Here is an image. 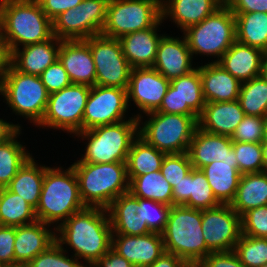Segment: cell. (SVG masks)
Instances as JSON below:
<instances>
[{
    "mask_svg": "<svg viewBox=\"0 0 267 267\" xmlns=\"http://www.w3.org/2000/svg\"><path fill=\"white\" fill-rule=\"evenodd\" d=\"M56 242L73 249L74 257L84 259L88 267L111 249L112 227L107 209L85 207L56 227ZM58 233V235H57Z\"/></svg>",
    "mask_w": 267,
    "mask_h": 267,
    "instance_id": "obj_1",
    "label": "cell"
},
{
    "mask_svg": "<svg viewBox=\"0 0 267 267\" xmlns=\"http://www.w3.org/2000/svg\"><path fill=\"white\" fill-rule=\"evenodd\" d=\"M0 33L10 51L53 36L52 21L37 0H1Z\"/></svg>",
    "mask_w": 267,
    "mask_h": 267,
    "instance_id": "obj_2",
    "label": "cell"
},
{
    "mask_svg": "<svg viewBox=\"0 0 267 267\" xmlns=\"http://www.w3.org/2000/svg\"><path fill=\"white\" fill-rule=\"evenodd\" d=\"M84 208L73 167L70 165L62 171V167L45 166L40 199L35 209L36 219L48 225L56 222L60 225Z\"/></svg>",
    "mask_w": 267,
    "mask_h": 267,
    "instance_id": "obj_3",
    "label": "cell"
},
{
    "mask_svg": "<svg viewBox=\"0 0 267 267\" xmlns=\"http://www.w3.org/2000/svg\"><path fill=\"white\" fill-rule=\"evenodd\" d=\"M161 234L165 251L183 259L189 266H197L211 253L202 233V210L171 206Z\"/></svg>",
    "mask_w": 267,
    "mask_h": 267,
    "instance_id": "obj_4",
    "label": "cell"
},
{
    "mask_svg": "<svg viewBox=\"0 0 267 267\" xmlns=\"http://www.w3.org/2000/svg\"><path fill=\"white\" fill-rule=\"evenodd\" d=\"M71 166L85 207L107 209L121 194L129 192L126 163H74Z\"/></svg>",
    "mask_w": 267,
    "mask_h": 267,
    "instance_id": "obj_5",
    "label": "cell"
},
{
    "mask_svg": "<svg viewBox=\"0 0 267 267\" xmlns=\"http://www.w3.org/2000/svg\"><path fill=\"white\" fill-rule=\"evenodd\" d=\"M126 121L103 125L76 134L88 140L83 157L74 163H126L133 141L138 137L141 114Z\"/></svg>",
    "mask_w": 267,
    "mask_h": 267,
    "instance_id": "obj_6",
    "label": "cell"
},
{
    "mask_svg": "<svg viewBox=\"0 0 267 267\" xmlns=\"http://www.w3.org/2000/svg\"><path fill=\"white\" fill-rule=\"evenodd\" d=\"M150 118L139 122L138 136L165 154L186 153L198 127V116L153 111Z\"/></svg>",
    "mask_w": 267,
    "mask_h": 267,
    "instance_id": "obj_7",
    "label": "cell"
},
{
    "mask_svg": "<svg viewBox=\"0 0 267 267\" xmlns=\"http://www.w3.org/2000/svg\"><path fill=\"white\" fill-rule=\"evenodd\" d=\"M192 57L194 54L215 56L218 62L236 41V21L230 8L224 3L200 23L182 31Z\"/></svg>",
    "mask_w": 267,
    "mask_h": 267,
    "instance_id": "obj_8",
    "label": "cell"
},
{
    "mask_svg": "<svg viewBox=\"0 0 267 267\" xmlns=\"http://www.w3.org/2000/svg\"><path fill=\"white\" fill-rule=\"evenodd\" d=\"M0 94L13 113L29 118L34 125L41 122L49 93L39 76L19 72L10 66L0 83Z\"/></svg>",
    "mask_w": 267,
    "mask_h": 267,
    "instance_id": "obj_9",
    "label": "cell"
},
{
    "mask_svg": "<svg viewBox=\"0 0 267 267\" xmlns=\"http://www.w3.org/2000/svg\"><path fill=\"white\" fill-rule=\"evenodd\" d=\"M162 0H109L102 35L119 39L153 27L161 18Z\"/></svg>",
    "mask_w": 267,
    "mask_h": 267,
    "instance_id": "obj_10",
    "label": "cell"
},
{
    "mask_svg": "<svg viewBox=\"0 0 267 267\" xmlns=\"http://www.w3.org/2000/svg\"><path fill=\"white\" fill-rule=\"evenodd\" d=\"M90 89L91 86L85 84H71L49 94L44 116L37 127L61 129L74 135L81 132Z\"/></svg>",
    "mask_w": 267,
    "mask_h": 267,
    "instance_id": "obj_11",
    "label": "cell"
},
{
    "mask_svg": "<svg viewBox=\"0 0 267 267\" xmlns=\"http://www.w3.org/2000/svg\"><path fill=\"white\" fill-rule=\"evenodd\" d=\"M109 0H83L52 20V33L61 40H85L101 34Z\"/></svg>",
    "mask_w": 267,
    "mask_h": 267,
    "instance_id": "obj_12",
    "label": "cell"
},
{
    "mask_svg": "<svg viewBox=\"0 0 267 267\" xmlns=\"http://www.w3.org/2000/svg\"><path fill=\"white\" fill-rule=\"evenodd\" d=\"M84 41L89 45L95 63V85L127 89L132 68L119 39L97 34Z\"/></svg>",
    "mask_w": 267,
    "mask_h": 267,
    "instance_id": "obj_13",
    "label": "cell"
},
{
    "mask_svg": "<svg viewBox=\"0 0 267 267\" xmlns=\"http://www.w3.org/2000/svg\"><path fill=\"white\" fill-rule=\"evenodd\" d=\"M128 108L127 89L94 85L84 109L82 131L124 121Z\"/></svg>",
    "mask_w": 267,
    "mask_h": 267,
    "instance_id": "obj_14",
    "label": "cell"
},
{
    "mask_svg": "<svg viewBox=\"0 0 267 267\" xmlns=\"http://www.w3.org/2000/svg\"><path fill=\"white\" fill-rule=\"evenodd\" d=\"M202 233L211 252L232 251L242 235L241 216L230 204L204 209Z\"/></svg>",
    "mask_w": 267,
    "mask_h": 267,
    "instance_id": "obj_15",
    "label": "cell"
},
{
    "mask_svg": "<svg viewBox=\"0 0 267 267\" xmlns=\"http://www.w3.org/2000/svg\"><path fill=\"white\" fill-rule=\"evenodd\" d=\"M170 80L152 67L132 68L127 87V102L130 99L138 110L147 114L156 111L166 95Z\"/></svg>",
    "mask_w": 267,
    "mask_h": 267,
    "instance_id": "obj_16",
    "label": "cell"
},
{
    "mask_svg": "<svg viewBox=\"0 0 267 267\" xmlns=\"http://www.w3.org/2000/svg\"><path fill=\"white\" fill-rule=\"evenodd\" d=\"M111 248L135 267H147L165 252L162 234L157 232L145 235L112 234Z\"/></svg>",
    "mask_w": 267,
    "mask_h": 267,
    "instance_id": "obj_17",
    "label": "cell"
},
{
    "mask_svg": "<svg viewBox=\"0 0 267 267\" xmlns=\"http://www.w3.org/2000/svg\"><path fill=\"white\" fill-rule=\"evenodd\" d=\"M187 153L195 169H201L213 161L237 160L231 137L208 133L199 127L194 132Z\"/></svg>",
    "mask_w": 267,
    "mask_h": 267,
    "instance_id": "obj_18",
    "label": "cell"
},
{
    "mask_svg": "<svg viewBox=\"0 0 267 267\" xmlns=\"http://www.w3.org/2000/svg\"><path fill=\"white\" fill-rule=\"evenodd\" d=\"M58 59L72 84L95 85V63L90 47L84 40H61Z\"/></svg>",
    "mask_w": 267,
    "mask_h": 267,
    "instance_id": "obj_19",
    "label": "cell"
},
{
    "mask_svg": "<svg viewBox=\"0 0 267 267\" xmlns=\"http://www.w3.org/2000/svg\"><path fill=\"white\" fill-rule=\"evenodd\" d=\"M192 54L186 38H174L164 35L159 42L155 62L152 68L156 69L166 79L172 80L194 70Z\"/></svg>",
    "mask_w": 267,
    "mask_h": 267,
    "instance_id": "obj_20",
    "label": "cell"
},
{
    "mask_svg": "<svg viewBox=\"0 0 267 267\" xmlns=\"http://www.w3.org/2000/svg\"><path fill=\"white\" fill-rule=\"evenodd\" d=\"M49 226L51 225L36 220L33 223L15 227V263L28 264L56 242V229L53 232L48 229Z\"/></svg>",
    "mask_w": 267,
    "mask_h": 267,
    "instance_id": "obj_21",
    "label": "cell"
},
{
    "mask_svg": "<svg viewBox=\"0 0 267 267\" xmlns=\"http://www.w3.org/2000/svg\"><path fill=\"white\" fill-rule=\"evenodd\" d=\"M55 41V42H54ZM61 39L54 35L40 43L20 47L11 52V66L22 73L40 76L58 59Z\"/></svg>",
    "mask_w": 267,
    "mask_h": 267,
    "instance_id": "obj_22",
    "label": "cell"
},
{
    "mask_svg": "<svg viewBox=\"0 0 267 267\" xmlns=\"http://www.w3.org/2000/svg\"><path fill=\"white\" fill-rule=\"evenodd\" d=\"M162 18L153 26L140 31L132 32L119 38L123 54L131 68L152 67L160 39L157 28L162 23Z\"/></svg>",
    "mask_w": 267,
    "mask_h": 267,
    "instance_id": "obj_23",
    "label": "cell"
},
{
    "mask_svg": "<svg viewBox=\"0 0 267 267\" xmlns=\"http://www.w3.org/2000/svg\"><path fill=\"white\" fill-rule=\"evenodd\" d=\"M246 116L237 100L205 103L198 127L208 133L231 137Z\"/></svg>",
    "mask_w": 267,
    "mask_h": 267,
    "instance_id": "obj_24",
    "label": "cell"
},
{
    "mask_svg": "<svg viewBox=\"0 0 267 267\" xmlns=\"http://www.w3.org/2000/svg\"><path fill=\"white\" fill-rule=\"evenodd\" d=\"M208 63L198 67L205 102L237 100L241 82L226 71L218 62Z\"/></svg>",
    "mask_w": 267,
    "mask_h": 267,
    "instance_id": "obj_25",
    "label": "cell"
},
{
    "mask_svg": "<svg viewBox=\"0 0 267 267\" xmlns=\"http://www.w3.org/2000/svg\"><path fill=\"white\" fill-rule=\"evenodd\" d=\"M224 3V0H162V20L169 16L184 31L203 21Z\"/></svg>",
    "mask_w": 267,
    "mask_h": 267,
    "instance_id": "obj_26",
    "label": "cell"
},
{
    "mask_svg": "<svg viewBox=\"0 0 267 267\" xmlns=\"http://www.w3.org/2000/svg\"><path fill=\"white\" fill-rule=\"evenodd\" d=\"M266 53L235 41L218 63L241 83L259 77Z\"/></svg>",
    "mask_w": 267,
    "mask_h": 267,
    "instance_id": "obj_27",
    "label": "cell"
},
{
    "mask_svg": "<svg viewBox=\"0 0 267 267\" xmlns=\"http://www.w3.org/2000/svg\"><path fill=\"white\" fill-rule=\"evenodd\" d=\"M138 198L130 192L121 194L111 202L107 212L112 227V234L145 235L152 231L146 221L137 214Z\"/></svg>",
    "mask_w": 267,
    "mask_h": 267,
    "instance_id": "obj_28",
    "label": "cell"
},
{
    "mask_svg": "<svg viewBox=\"0 0 267 267\" xmlns=\"http://www.w3.org/2000/svg\"><path fill=\"white\" fill-rule=\"evenodd\" d=\"M220 204H231L239 185L241 173L237 160L213 161L201 168Z\"/></svg>",
    "mask_w": 267,
    "mask_h": 267,
    "instance_id": "obj_29",
    "label": "cell"
},
{
    "mask_svg": "<svg viewBox=\"0 0 267 267\" xmlns=\"http://www.w3.org/2000/svg\"><path fill=\"white\" fill-rule=\"evenodd\" d=\"M267 205V171L241 175L230 206L242 216L245 212Z\"/></svg>",
    "mask_w": 267,
    "mask_h": 267,
    "instance_id": "obj_30",
    "label": "cell"
},
{
    "mask_svg": "<svg viewBox=\"0 0 267 267\" xmlns=\"http://www.w3.org/2000/svg\"><path fill=\"white\" fill-rule=\"evenodd\" d=\"M45 175V165L38 166L35 160L29 157L19 168L6 188L20 195L34 209L38 206L42 184Z\"/></svg>",
    "mask_w": 267,
    "mask_h": 267,
    "instance_id": "obj_31",
    "label": "cell"
},
{
    "mask_svg": "<svg viewBox=\"0 0 267 267\" xmlns=\"http://www.w3.org/2000/svg\"><path fill=\"white\" fill-rule=\"evenodd\" d=\"M180 98V115L200 116L205 106L198 67L186 75L170 80Z\"/></svg>",
    "mask_w": 267,
    "mask_h": 267,
    "instance_id": "obj_32",
    "label": "cell"
},
{
    "mask_svg": "<svg viewBox=\"0 0 267 267\" xmlns=\"http://www.w3.org/2000/svg\"><path fill=\"white\" fill-rule=\"evenodd\" d=\"M236 41L267 54V12L233 13Z\"/></svg>",
    "mask_w": 267,
    "mask_h": 267,
    "instance_id": "obj_33",
    "label": "cell"
},
{
    "mask_svg": "<svg viewBox=\"0 0 267 267\" xmlns=\"http://www.w3.org/2000/svg\"><path fill=\"white\" fill-rule=\"evenodd\" d=\"M165 155L138 136L131 145L126 161L129 182L137 176L160 171Z\"/></svg>",
    "mask_w": 267,
    "mask_h": 267,
    "instance_id": "obj_34",
    "label": "cell"
},
{
    "mask_svg": "<svg viewBox=\"0 0 267 267\" xmlns=\"http://www.w3.org/2000/svg\"><path fill=\"white\" fill-rule=\"evenodd\" d=\"M129 192L137 198L149 199L173 206L172 186L160 171L133 178L129 182Z\"/></svg>",
    "mask_w": 267,
    "mask_h": 267,
    "instance_id": "obj_35",
    "label": "cell"
},
{
    "mask_svg": "<svg viewBox=\"0 0 267 267\" xmlns=\"http://www.w3.org/2000/svg\"><path fill=\"white\" fill-rule=\"evenodd\" d=\"M35 209L6 187L0 190V225L21 226L35 222Z\"/></svg>",
    "mask_w": 267,
    "mask_h": 267,
    "instance_id": "obj_36",
    "label": "cell"
},
{
    "mask_svg": "<svg viewBox=\"0 0 267 267\" xmlns=\"http://www.w3.org/2000/svg\"><path fill=\"white\" fill-rule=\"evenodd\" d=\"M20 131L21 129L8 140L0 143V190L10 183L19 168L32 156L26 151L25 145L16 140Z\"/></svg>",
    "mask_w": 267,
    "mask_h": 267,
    "instance_id": "obj_37",
    "label": "cell"
},
{
    "mask_svg": "<svg viewBox=\"0 0 267 267\" xmlns=\"http://www.w3.org/2000/svg\"><path fill=\"white\" fill-rule=\"evenodd\" d=\"M238 101L246 115L267 116V84L259 76L241 83Z\"/></svg>",
    "mask_w": 267,
    "mask_h": 267,
    "instance_id": "obj_38",
    "label": "cell"
},
{
    "mask_svg": "<svg viewBox=\"0 0 267 267\" xmlns=\"http://www.w3.org/2000/svg\"><path fill=\"white\" fill-rule=\"evenodd\" d=\"M219 205L202 170L192 168L189 172L188 201L183 206L204 210Z\"/></svg>",
    "mask_w": 267,
    "mask_h": 267,
    "instance_id": "obj_39",
    "label": "cell"
},
{
    "mask_svg": "<svg viewBox=\"0 0 267 267\" xmlns=\"http://www.w3.org/2000/svg\"><path fill=\"white\" fill-rule=\"evenodd\" d=\"M233 251L245 267H261L267 263V238L242 234Z\"/></svg>",
    "mask_w": 267,
    "mask_h": 267,
    "instance_id": "obj_40",
    "label": "cell"
},
{
    "mask_svg": "<svg viewBox=\"0 0 267 267\" xmlns=\"http://www.w3.org/2000/svg\"><path fill=\"white\" fill-rule=\"evenodd\" d=\"M233 150L240 173H257L266 171L262 158L261 143L233 142Z\"/></svg>",
    "mask_w": 267,
    "mask_h": 267,
    "instance_id": "obj_41",
    "label": "cell"
},
{
    "mask_svg": "<svg viewBox=\"0 0 267 267\" xmlns=\"http://www.w3.org/2000/svg\"><path fill=\"white\" fill-rule=\"evenodd\" d=\"M171 206L149 199L138 198L137 214L146 221L152 232L162 233L165 229Z\"/></svg>",
    "mask_w": 267,
    "mask_h": 267,
    "instance_id": "obj_42",
    "label": "cell"
},
{
    "mask_svg": "<svg viewBox=\"0 0 267 267\" xmlns=\"http://www.w3.org/2000/svg\"><path fill=\"white\" fill-rule=\"evenodd\" d=\"M63 246L55 242L46 251L38 254L29 263V267H87L78 258L65 255ZM74 258V259H73Z\"/></svg>",
    "mask_w": 267,
    "mask_h": 267,
    "instance_id": "obj_43",
    "label": "cell"
},
{
    "mask_svg": "<svg viewBox=\"0 0 267 267\" xmlns=\"http://www.w3.org/2000/svg\"><path fill=\"white\" fill-rule=\"evenodd\" d=\"M192 168L187 152L166 154L163 158L160 172L173 188L192 170Z\"/></svg>",
    "mask_w": 267,
    "mask_h": 267,
    "instance_id": "obj_44",
    "label": "cell"
},
{
    "mask_svg": "<svg viewBox=\"0 0 267 267\" xmlns=\"http://www.w3.org/2000/svg\"><path fill=\"white\" fill-rule=\"evenodd\" d=\"M265 117L246 115L231 136L232 142L261 143Z\"/></svg>",
    "mask_w": 267,
    "mask_h": 267,
    "instance_id": "obj_45",
    "label": "cell"
},
{
    "mask_svg": "<svg viewBox=\"0 0 267 267\" xmlns=\"http://www.w3.org/2000/svg\"><path fill=\"white\" fill-rule=\"evenodd\" d=\"M242 234L267 238V205L251 209L241 216Z\"/></svg>",
    "mask_w": 267,
    "mask_h": 267,
    "instance_id": "obj_46",
    "label": "cell"
},
{
    "mask_svg": "<svg viewBox=\"0 0 267 267\" xmlns=\"http://www.w3.org/2000/svg\"><path fill=\"white\" fill-rule=\"evenodd\" d=\"M39 77L49 94L60 91L72 84L59 59L48 66Z\"/></svg>",
    "mask_w": 267,
    "mask_h": 267,
    "instance_id": "obj_47",
    "label": "cell"
},
{
    "mask_svg": "<svg viewBox=\"0 0 267 267\" xmlns=\"http://www.w3.org/2000/svg\"><path fill=\"white\" fill-rule=\"evenodd\" d=\"M15 227L0 225V264H15Z\"/></svg>",
    "mask_w": 267,
    "mask_h": 267,
    "instance_id": "obj_48",
    "label": "cell"
},
{
    "mask_svg": "<svg viewBox=\"0 0 267 267\" xmlns=\"http://www.w3.org/2000/svg\"><path fill=\"white\" fill-rule=\"evenodd\" d=\"M196 267H245L234 251L211 252Z\"/></svg>",
    "mask_w": 267,
    "mask_h": 267,
    "instance_id": "obj_49",
    "label": "cell"
},
{
    "mask_svg": "<svg viewBox=\"0 0 267 267\" xmlns=\"http://www.w3.org/2000/svg\"><path fill=\"white\" fill-rule=\"evenodd\" d=\"M41 6V9L52 21L60 13L75 8L83 0H37Z\"/></svg>",
    "mask_w": 267,
    "mask_h": 267,
    "instance_id": "obj_50",
    "label": "cell"
},
{
    "mask_svg": "<svg viewBox=\"0 0 267 267\" xmlns=\"http://www.w3.org/2000/svg\"><path fill=\"white\" fill-rule=\"evenodd\" d=\"M232 13L267 12V0H224Z\"/></svg>",
    "mask_w": 267,
    "mask_h": 267,
    "instance_id": "obj_51",
    "label": "cell"
},
{
    "mask_svg": "<svg viewBox=\"0 0 267 267\" xmlns=\"http://www.w3.org/2000/svg\"><path fill=\"white\" fill-rule=\"evenodd\" d=\"M156 111L168 114H180L179 94L171 84L167 89L166 95L162 99L160 107Z\"/></svg>",
    "mask_w": 267,
    "mask_h": 267,
    "instance_id": "obj_52",
    "label": "cell"
},
{
    "mask_svg": "<svg viewBox=\"0 0 267 267\" xmlns=\"http://www.w3.org/2000/svg\"><path fill=\"white\" fill-rule=\"evenodd\" d=\"M92 267H135L112 248L99 258Z\"/></svg>",
    "mask_w": 267,
    "mask_h": 267,
    "instance_id": "obj_53",
    "label": "cell"
},
{
    "mask_svg": "<svg viewBox=\"0 0 267 267\" xmlns=\"http://www.w3.org/2000/svg\"><path fill=\"white\" fill-rule=\"evenodd\" d=\"M189 173L173 188V205H184L188 201Z\"/></svg>",
    "mask_w": 267,
    "mask_h": 267,
    "instance_id": "obj_54",
    "label": "cell"
},
{
    "mask_svg": "<svg viewBox=\"0 0 267 267\" xmlns=\"http://www.w3.org/2000/svg\"><path fill=\"white\" fill-rule=\"evenodd\" d=\"M147 267H190L183 259L173 253L164 252L153 264Z\"/></svg>",
    "mask_w": 267,
    "mask_h": 267,
    "instance_id": "obj_55",
    "label": "cell"
},
{
    "mask_svg": "<svg viewBox=\"0 0 267 267\" xmlns=\"http://www.w3.org/2000/svg\"><path fill=\"white\" fill-rule=\"evenodd\" d=\"M11 66V51L0 33V83Z\"/></svg>",
    "mask_w": 267,
    "mask_h": 267,
    "instance_id": "obj_56",
    "label": "cell"
},
{
    "mask_svg": "<svg viewBox=\"0 0 267 267\" xmlns=\"http://www.w3.org/2000/svg\"><path fill=\"white\" fill-rule=\"evenodd\" d=\"M21 126L19 124L8 123L7 121L0 119V143L8 140L12 137Z\"/></svg>",
    "mask_w": 267,
    "mask_h": 267,
    "instance_id": "obj_57",
    "label": "cell"
},
{
    "mask_svg": "<svg viewBox=\"0 0 267 267\" xmlns=\"http://www.w3.org/2000/svg\"><path fill=\"white\" fill-rule=\"evenodd\" d=\"M267 84V54H265L259 75Z\"/></svg>",
    "mask_w": 267,
    "mask_h": 267,
    "instance_id": "obj_58",
    "label": "cell"
},
{
    "mask_svg": "<svg viewBox=\"0 0 267 267\" xmlns=\"http://www.w3.org/2000/svg\"><path fill=\"white\" fill-rule=\"evenodd\" d=\"M261 148H262V158H263L264 168L267 171V141L261 142Z\"/></svg>",
    "mask_w": 267,
    "mask_h": 267,
    "instance_id": "obj_59",
    "label": "cell"
},
{
    "mask_svg": "<svg viewBox=\"0 0 267 267\" xmlns=\"http://www.w3.org/2000/svg\"><path fill=\"white\" fill-rule=\"evenodd\" d=\"M4 267H29L28 264L15 263L11 265H4Z\"/></svg>",
    "mask_w": 267,
    "mask_h": 267,
    "instance_id": "obj_60",
    "label": "cell"
},
{
    "mask_svg": "<svg viewBox=\"0 0 267 267\" xmlns=\"http://www.w3.org/2000/svg\"><path fill=\"white\" fill-rule=\"evenodd\" d=\"M263 141H267V116L265 117V122H264V137Z\"/></svg>",
    "mask_w": 267,
    "mask_h": 267,
    "instance_id": "obj_61",
    "label": "cell"
}]
</instances>
